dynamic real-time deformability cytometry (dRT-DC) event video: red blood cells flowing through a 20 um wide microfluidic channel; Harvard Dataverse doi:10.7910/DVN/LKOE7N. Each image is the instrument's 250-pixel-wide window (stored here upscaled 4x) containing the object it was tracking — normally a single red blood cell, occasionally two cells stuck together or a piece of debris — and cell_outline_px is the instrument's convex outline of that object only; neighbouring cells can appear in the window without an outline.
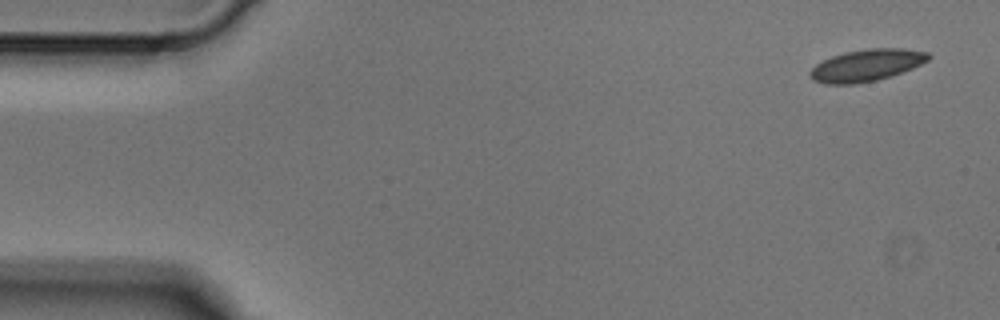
{"species": "Egyptian fruit bat (a non-hibernating species)", "species_latin": "Rousettus aegyptiacus", "temperature_condition": "cold", "stored_images_in_passage": 4, "camera_frame_rate_fps": 3000, "um_per_image_px": 0.085, "animal": {"sex": "male"}, "frame": {"image": 1, "passage_image": 1, "time_ms": 0.0, "image_size_px": [1000, 320], "cell_outline_px": [[932, 56], [928, 60], [912, 68], [892, 76], [876, 80], [856, 84], [824, 84], [812, 80], [808, 76], [808, 72], [816, 64], [832, 56], [844, 52], [868, 48], [904, 48], [928, 52]], "centroid_in_image_um": [73.64, 5.55], "position_along_channel_um": 11.4, "area_um2": 22.2}}
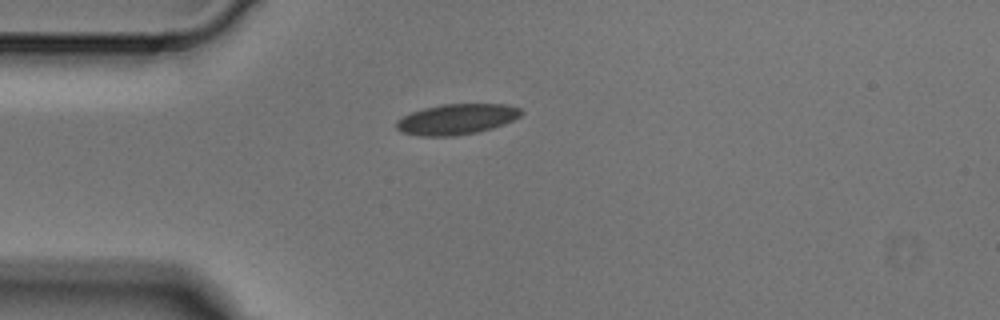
{"frame": {"image": 2, "passage_image": 4, "time_ms": 1.0, "image_size_px": [1000, 320], "cell_outline_px": [[524, 112], [520, 116], [504, 124], [492, 128], [476, 132], [452, 136], [416, 136], [400, 132], [396, 128], [396, 120], [412, 112], [424, 108], [444, 104], [504, 104], [520, 108]], "centroid_in_image_um": [38.79, 10.14], "position_along_channel_um": 46.2, "area_um2": 22.2}}